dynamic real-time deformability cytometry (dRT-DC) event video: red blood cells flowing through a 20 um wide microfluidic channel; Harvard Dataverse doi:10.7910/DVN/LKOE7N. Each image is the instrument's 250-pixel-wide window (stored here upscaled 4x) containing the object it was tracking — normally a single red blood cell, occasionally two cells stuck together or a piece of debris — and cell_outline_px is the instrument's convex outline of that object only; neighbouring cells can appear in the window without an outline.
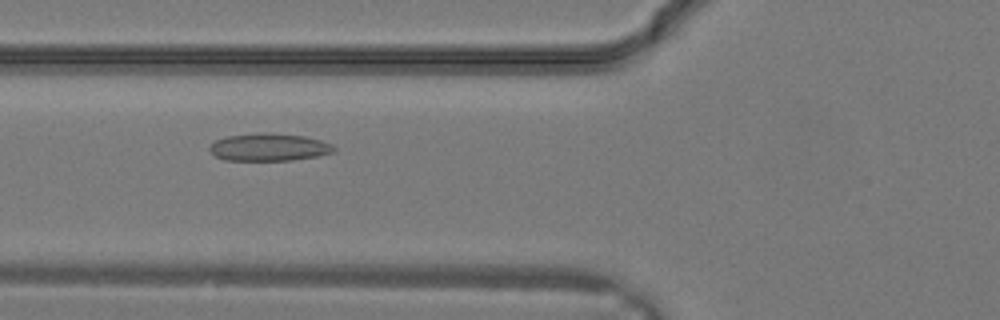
{"species": "common noctule bat (a hibernating species)", "species_latin": "Nyctalus noctula", "temperature_condition": "warm", "stored_images_in_passage": 32, "camera_frame_rate_fps": 3000, "um_per_image_px": 0.085, "animal": {"sex": "male", "body_mass_g": 19.2, "forearm_length_mm": 51.8}, "frame": {"image": 1, "passage_image": 13, "time_ms": 4.0, "image_size_px": [1000, 320], "cell_outline_px": [[336, 152], [320, 156], [292, 160], [224, 160], [216, 156], [208, 148], [216, 140], [228, 136], [256, 132], [264, 132], [304, 136], [320, 140], [332, 144], [336, 148]], "centroid_in_image_um": [22.91, 12.51], "position_along_channel_um": 102.9, "area_um2": 20.06}}
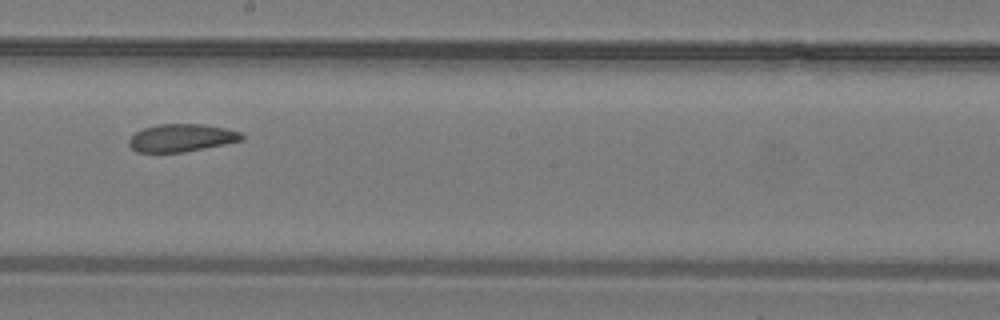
{"frame": {"image": 2, "passage_image": 19, "time_ms": 6.0, "image_size_px": [1000, 320], "cell_outline_px": [[244, 140], [184, 152], [136, 152], [128, 144], [128, 140], [136, 132], [144, 128], [156, 124], [204, 124], [224, 128], [240, 132], [244, 136]], "centroid_in_image_um": [15.42, 11.71], "position_along_channel_um": 232.8, "area_um2": 18.15}}
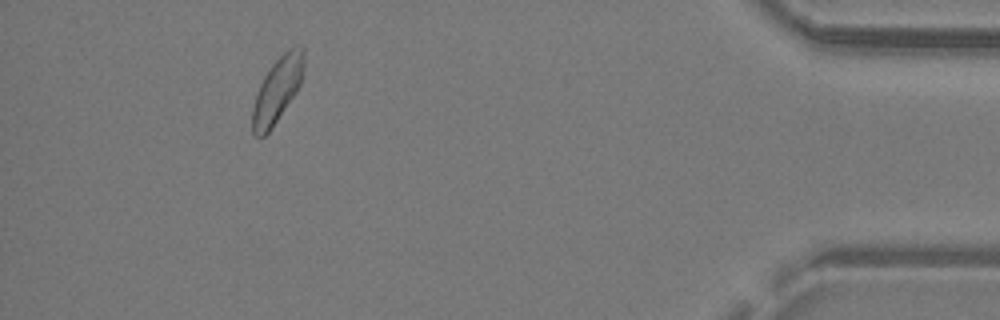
{"frame": {"image": 3, "passage_image": 30, "time_ms": 9.667, "image_size_px": [1000, 320], "cell_outline_px": [[304, 68], [300, 84], [296, 92], [272, 128], [260, 140], [252, 132], [252, 108], [260, 84], [264, 76], [272, 64], [288, 48], [296, 44], [304, 48]], "centroid_in_image_um": [23.57, 7.64], "position_along_channel_um": 411.6, "area_um2": 19.59}}